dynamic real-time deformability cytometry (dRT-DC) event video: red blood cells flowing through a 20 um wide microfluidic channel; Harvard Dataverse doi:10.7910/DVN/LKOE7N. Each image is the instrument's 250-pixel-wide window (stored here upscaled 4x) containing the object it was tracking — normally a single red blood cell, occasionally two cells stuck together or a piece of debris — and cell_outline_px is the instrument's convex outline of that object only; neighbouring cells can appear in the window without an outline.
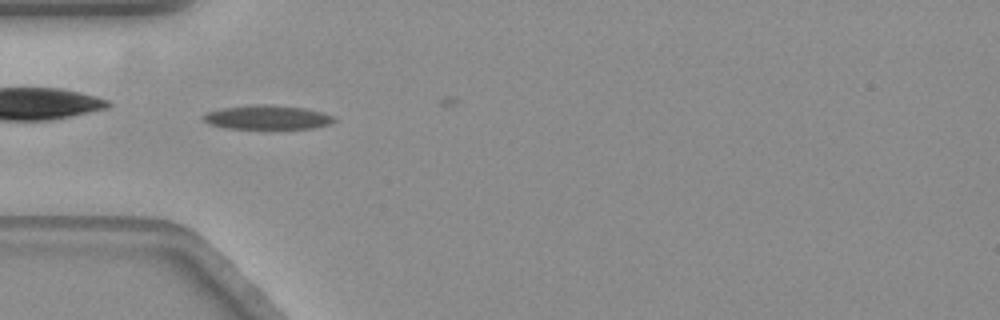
{"species": "common noctule bat (a hibernating species)", "species_latin": "Nyctalus noctula", "temperature_condition": "warm", "stored_images_in_passage": 7, "camera_frame_rate_fps": 3000, "um_per_image_px": 0.085, "animal": {"sex": "female", "body_mass_g": 19.3, "forearm_length_mm": 54.1}, "frame": {"image": 1, "passage_image": 4, "time_ms": 1.0, "image_size_px": [1000, 320], "cell_outline_px": [[336, 120], [328, 124], [312, 128], [228, 128], [208, 124], [200, 116], [208, 112], [220, 108], [252, 104], [272, 104], [304, 108], [320, 112], [332, 116]], "centroid_in_image_um": [22.65, 9.96], "position_along_channel_um": 62.3, "area_um2": 18.26}}